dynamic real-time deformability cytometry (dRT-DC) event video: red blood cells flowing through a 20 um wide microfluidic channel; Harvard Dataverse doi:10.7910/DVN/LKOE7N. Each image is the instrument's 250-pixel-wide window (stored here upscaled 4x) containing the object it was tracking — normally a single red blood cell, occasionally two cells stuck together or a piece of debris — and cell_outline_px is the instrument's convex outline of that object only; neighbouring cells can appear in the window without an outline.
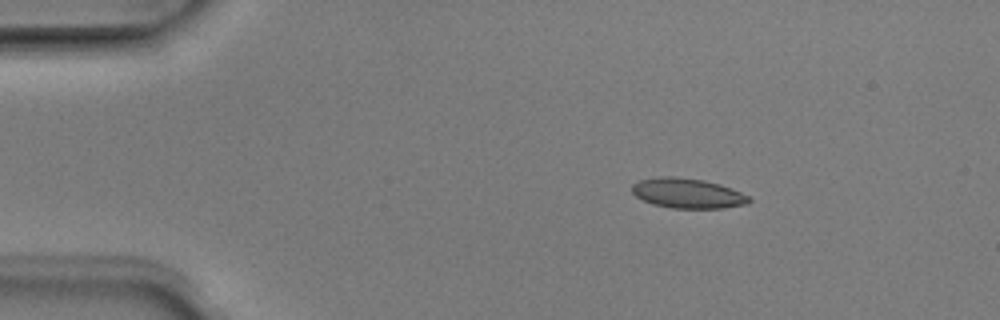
{"species": "Egyptian fruit bat (a non-hibernating species)", "species_latin": "Rousettus aegyptiacus", "temperature_condition": "room temperature", "stored_images_in_passage": 5, "camera_frame_rate_fps": 3000, "um_per_image_px": 0.085, "animal": {"sex": "male"}, "frame": {"image": 1, "passage_image": 3, "time_ms": 0.667, "image_size_px": [1000, 320], "cell_outline_px": [[752, 200], [748, 204], [724, 208], [672, 208], [652, 204], [636, 196], [632, 192], [632, 184], [640, 180], [660, 176], [676, 176], [704, 180], [720, 184], [732, 188], [748, 196]], "centroid_in_image_um": [58.46, 16.42], "position_along_channel_um": 26.5, "area_um2": 20.52}}
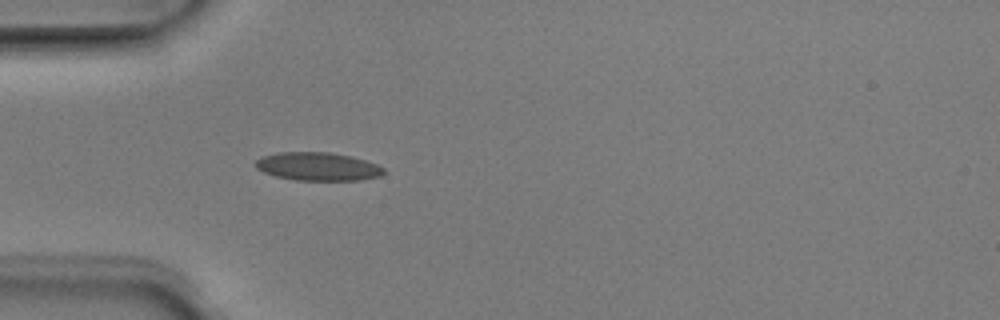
{"frame": {"image": 2, "passage_image": 5, "time_ms": 1.333, "image_size_px": [1000, 320], "cell_outline_px": [[384, 172], [380, 176], [360, 180], [296, 180], [276, 176], [264, 172], [256, 168], [252, 164], [260, 156], [280, 152], [328, 152], [352, 156], [376, 164], [384, 168]], "centroid_in_image_um": [26.97, 14.14], "position_along_channel_um": 58.0, "area_um2": 21.15}}